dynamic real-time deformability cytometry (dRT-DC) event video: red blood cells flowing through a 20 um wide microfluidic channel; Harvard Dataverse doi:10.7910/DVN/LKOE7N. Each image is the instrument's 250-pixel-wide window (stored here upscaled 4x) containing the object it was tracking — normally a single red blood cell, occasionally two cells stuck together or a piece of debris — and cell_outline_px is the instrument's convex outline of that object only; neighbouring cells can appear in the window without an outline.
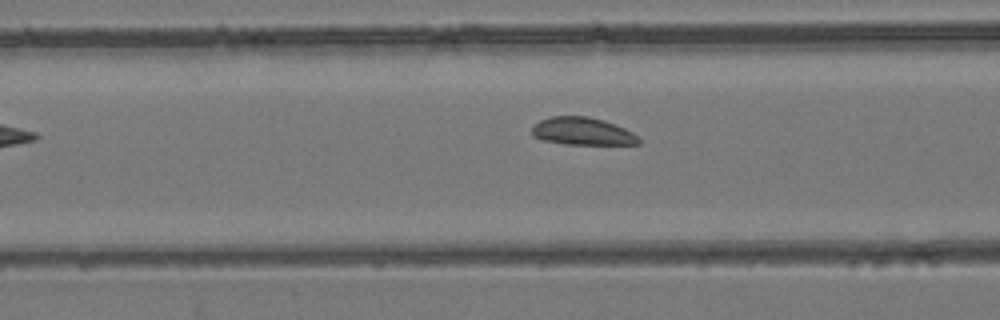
{"species": "common noctule bat (a hibernating species)", "species_latin": "Nyctalus noctula", "temperature_condition": "room temperature", "stored_images_in_passage": 49, "camera_frame_rate_fps": 3000, "um_per_image_px": 0.085, "animal": {"sex": "female", "body_mass_g": 24.6, "forearm_length_mm": 56.2}, "frame": {"image": 1, "passage_image": 22, "time_ms": 7.0, "image_size_px": [1000, 320], "cell_outline_px": [[640, 144], [564, 144], [540, 140], [532, 136], [532, 128], [540, 120], [552, 116], [588, 116], [604, 120], [624, 128], [632, 132], [640, 140]], "centroid_in_image_um": [49.47, 11.16], "position_along_channel_um": 117.1, "area_um2": 17.17}}
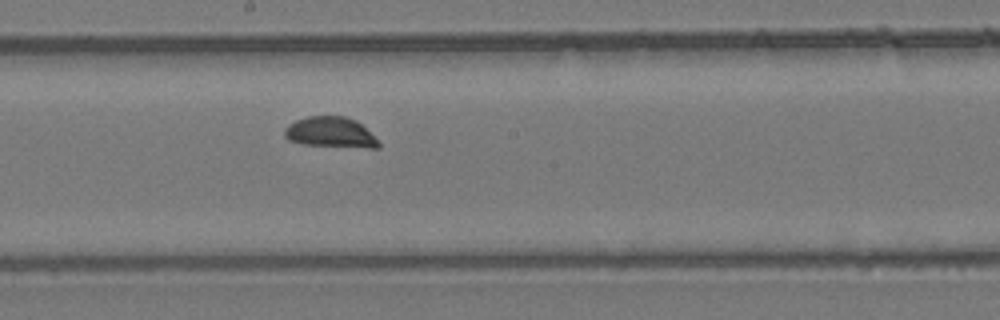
{"frame": {"image": 2, "passage_image": 30, "time_ms": 9.667, "image_size_px": [1000, 320], "cell_outline_px": [[380, 148], [368, 148], [304, 144], [288, 140], [284, 136], [284, 128], [288, 124], [296, 120], [308, 116], [344, 116], [356, 120], [380, 144]], "centroid_in_image_um": [28.05, 11.25], "position_along_channel_um": 220.2, "area_um2": 16.53}}
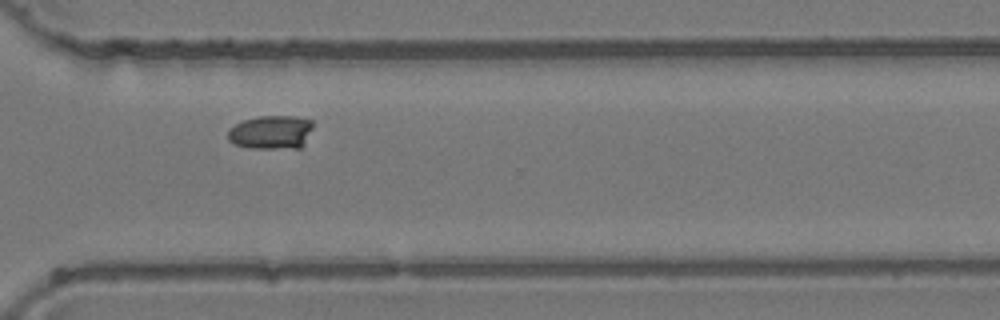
{"frame": {"image": 3, "passage_image": 40, "time_ms": 13.0, "image_size_px": [1000, 320], "cell_outline_px": [[312, 128], [304, 144], [300, 148], [248, 148], [236, 144], [228, 140], [228, 132], [236, 124], [244, 120], [260, 116], [296, 116], [312, 120]], "centroid_in_image_um": [23.07, 11.24], "position_along_channel_um": 347.5, "area_um2": 16.65}}